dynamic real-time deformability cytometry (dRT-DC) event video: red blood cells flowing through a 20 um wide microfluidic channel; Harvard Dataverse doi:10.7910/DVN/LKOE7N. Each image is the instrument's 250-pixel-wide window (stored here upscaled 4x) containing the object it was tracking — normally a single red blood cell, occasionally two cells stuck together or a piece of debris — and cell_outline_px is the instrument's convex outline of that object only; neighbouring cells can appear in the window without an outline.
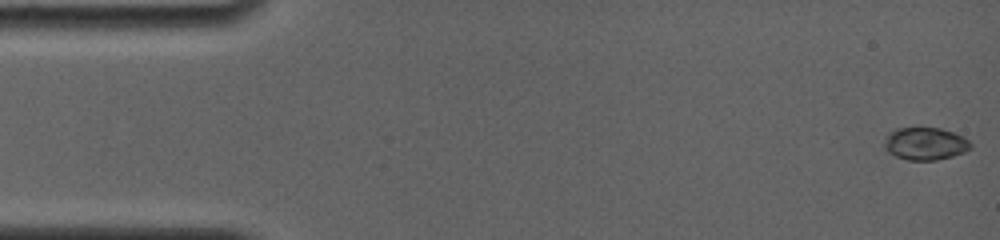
{"species": "common noctule bat (a hibernating species)", "species_latin": "Nyctalus noctula", "temperature_condition": "room temperature", "stored_images_in_passage": 33, "camera_frame_rate_fps": 4000, "um_per_image_px": 0.085, "animal": {"sex": "female", "body_mass_g": 19.0, "forearm_length_mm": 56.7}, "frame": {"image": 1, "passage_image": 1, "time_ms": 0.0, "image_size_px": [1000, 240], "cell_outline_px": [[972, 148], [964, 152], [952, 156], [936, 160], [908, 160], [896, 156], [888, 152], [884, 148], [884, 144], [888, 132], [896, 128], [920, 124], [940, 128], [952, 132], [968, 140], [972, 144]], "centroid_in_image_um": [78.61, 12.16], "position_along_channel_um": 6.4, "area_um2": 16.94}}
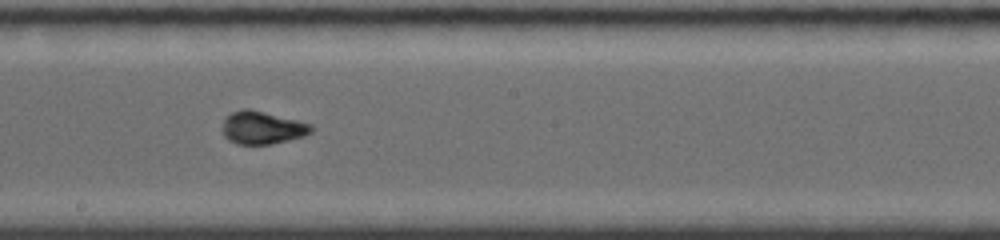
{"frame": {"image": 2, "passage_image": 19, "time_ms": 9.0, "image_size_px": [1000, 240], "cell_outline_px": [[312, 132], [304, 136], [268, 144], [236, 144], [228, 140], [224, 136], [224, 120], [232, 112], [244, 108], [248, 108], [312, 124]], "centroid_in_image_um": [22.29, 10.85], "position_along_channel_um": 225.9, "area_um2": 16.65}}
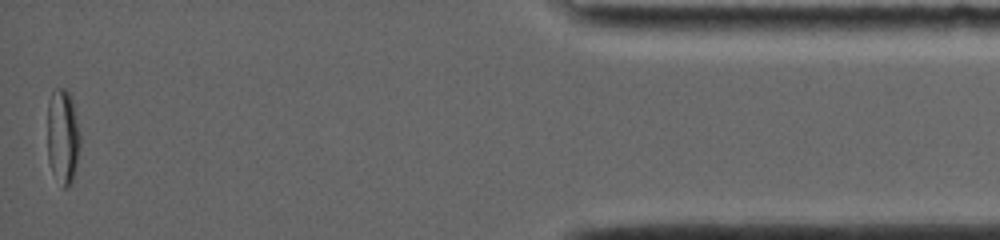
{"frame": {"image": 3, "passage_image": 33, "time_ms": 16.0, "image_size_px": [1000, 240], "cell_outline_px": [[80, 144], [76, 168], [72, 180], [68, 188], [64, 188], [52, 172], [48, 160], [48, 104], [52, 92], [56, 88], [64, 88], [68, 92], [72, 100], [80, 136]], "centroid_in_image_um": [5.33, 11.62], "position_along_channel_um": 429.9, "area_um2": 17.98}, "authors_computed_cell_mechanics": {"area_um2": 16.5886, "velocity_mm_per_s": 3.8545, "shape_relaxation_time_tau1_ms": 6.3515, "shape_relaxation_time_tau2_ms": null, "deformation_change_tau1": 0.1827, "deformation_change_tau2": null}}